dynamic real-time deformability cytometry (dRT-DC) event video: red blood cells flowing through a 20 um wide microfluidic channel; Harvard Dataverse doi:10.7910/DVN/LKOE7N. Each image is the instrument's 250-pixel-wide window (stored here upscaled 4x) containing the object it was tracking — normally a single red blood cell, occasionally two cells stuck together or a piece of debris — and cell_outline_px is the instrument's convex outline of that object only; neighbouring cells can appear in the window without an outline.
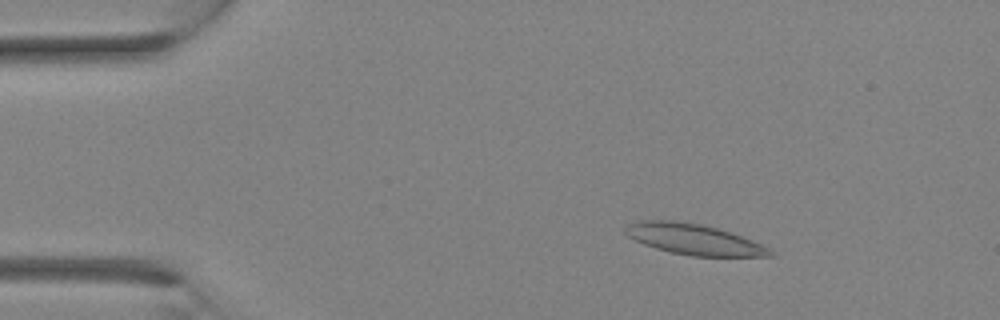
{"species": "Egyptian fruit bat (a non-hibernating species)", "species_latin": "Rousettus aegyptiacus", "temperature_condition": "room temperature", "stored_images_in_passage": 3, "camera_frame_rate_fps": 3000, "um_per_image_px": 0.085, "animal": {"sex": "female"}, "frame": {"image": 1, "passage_image": 1, "time_ms": 0.0, "image_size_px": [1000, 320], "cell_outline_px": [[776, 256], [692, 256], [672, 252], [656, 248], [644, 244], [628, 236], [624, 232], [624, 224], [640, 220], [672, 220], [700, 224], [732, 232], [764, 244], [772, 248], [776, 252]], "centroid_in_image_um": [59.03, 20.34], "position_along_channel_um": 26.0, "area_um2": 26.18}}